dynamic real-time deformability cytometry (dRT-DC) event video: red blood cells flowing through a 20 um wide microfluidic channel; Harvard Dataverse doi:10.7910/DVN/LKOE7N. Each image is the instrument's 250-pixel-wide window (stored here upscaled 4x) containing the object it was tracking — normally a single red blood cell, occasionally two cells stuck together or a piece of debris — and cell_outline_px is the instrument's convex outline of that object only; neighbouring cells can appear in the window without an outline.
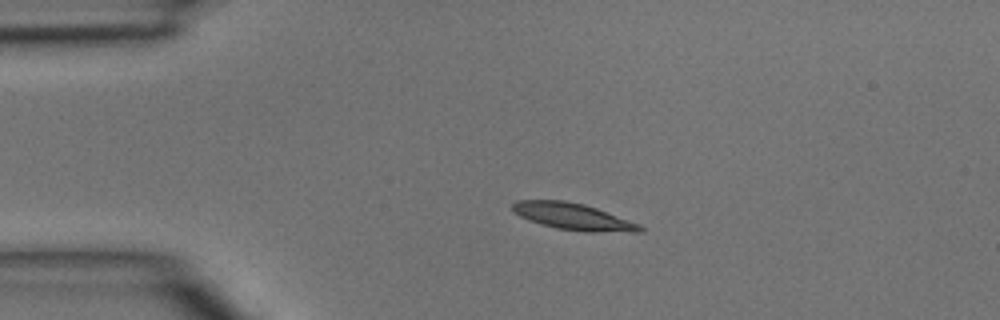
{"species": "common noctule bat (a hibernating species)", "species_latin": "Nyctalus noctula", "temperature_condition": "room temperature", "stored_images_in_passage": 3, "camera_frame_rate_fps": 3000, "um_per_image_px": 0.085, "animal": {"sex": "male", "body_mass_g": 15.6}, "frame": {"image": 1, "passage_image": 2, "time_ms": 0.333, "image_size_px": [1000, 320], "cell_outline_px": [[644, 232], [584, 232], [556, 228], [528, 220], [520, 216], [512, 208], [512, 204], [516, 200], [564, 200], [584, 204], [596, 208], [640, 224], [644, 228]], "centroid_in_image_um": [48.74, 18.41], "position_along_channel_um": 36.3, "area_um2": 19.83}}